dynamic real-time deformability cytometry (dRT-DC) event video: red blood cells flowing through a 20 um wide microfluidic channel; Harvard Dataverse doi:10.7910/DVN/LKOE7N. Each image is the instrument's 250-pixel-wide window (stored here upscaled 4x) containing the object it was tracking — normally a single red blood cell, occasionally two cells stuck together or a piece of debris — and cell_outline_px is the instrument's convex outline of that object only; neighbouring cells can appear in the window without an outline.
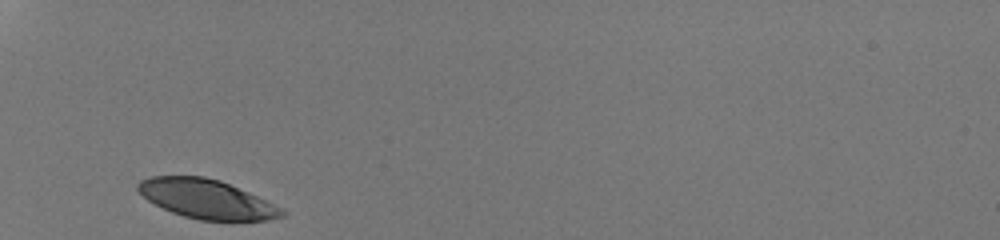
{"species": "human", "species_latin": "Homo sapiens", "temperature_condition": "room temperature", "stored_images_in_passage": 26, "camera_frame_rate_fps": 3000, "um_per_image_px": 0.085, "donor": {"sex": "male"}, "frame": {"image": 1, "passage_image": 1, "time_ms": 0.0, "image_size_px": [1000, 240], "cell_outline_px": [[288, 212], [284, 216], [268, 220], [200, 220], [184, 216], [172, 212], [148, 200], [136, 188], [136, 184], [140, 180], [152, 176], [204, 176], [220, 180], [248, 192]], "centroid_in_image_um": [17.54, 16.91], "position_along_channel_um": 67.5, "area_um2": 32.37}}
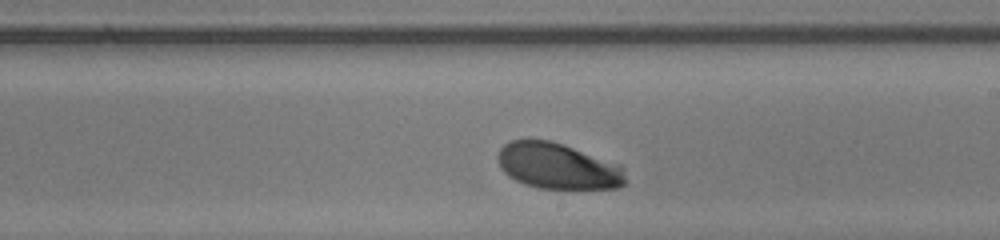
{"frame": {"image": 2, "passage_image": 15, "time_ms": 4.667, "image_size_px": [1000, 240], "cell_outline_px": [[624, 184], [620, 188], [540, 188], [524, 184], [508, 176], [500, 168], [496, 156], [500, 148], [504, 144], [512, 140], [548, 140], [564, 144], [620, 164], [624, 168]], "centroid_in_image_um": [47.39, 14.11], "position_along_channel_um": 241.6, "area_um2": 34.22}}
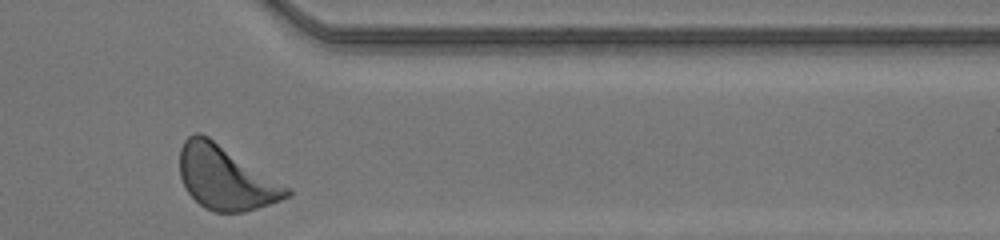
{"frame": {"image": 3, "passage_image": 26, "time_ms": 8.333, "image_size_px": [1000, 240], "cell_outline_px": [[292, 192], [288, 196], [280, 200], [244, 212], [212, 212], [204, 208], [188, 192], [180, 176], [180, 148], [184, 140], [188, 136], [196, 132], [200, 132], [208, 136], [288, 188]], "centroid_in_image_um": [19.11, 15.11], "position_along_channel_um": 392.3, "area_um2": 38.96}, "authors_computed_cell_mechanics": {"area_um2": 35.2291, "velocity_mm_per_s": 4.1361, "shape_relaxation_time_tau1_ms": 1.4814, "shape_relaxation_time_tau2_ms": null, "deformation_change_tau1": 0.1008, "deformation_change_tau2": null}}